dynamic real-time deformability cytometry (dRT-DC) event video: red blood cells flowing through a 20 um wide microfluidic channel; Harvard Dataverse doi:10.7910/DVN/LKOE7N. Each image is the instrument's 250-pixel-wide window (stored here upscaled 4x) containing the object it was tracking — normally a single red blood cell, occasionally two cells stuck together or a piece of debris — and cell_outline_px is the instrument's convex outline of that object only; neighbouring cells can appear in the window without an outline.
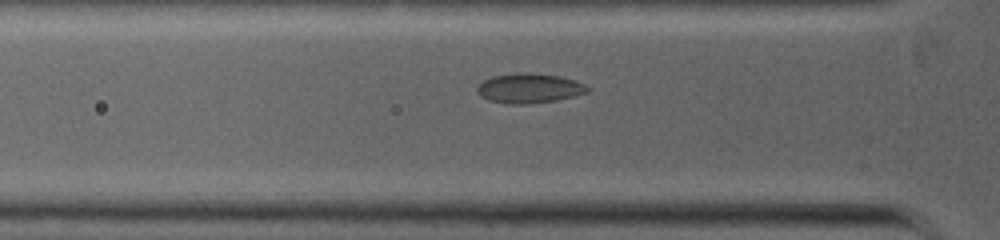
{"species": "common noctule bat (a hibernating species)", "species_latin": "Nyctalus noctula", "temperature_condition": "warm", "stored_images_in_passage": 35, "camera_frame_rate_fps": 5000, "um_per_image_px": 0.085, "animal": {"sex": "female", "body_mass_g": 19.0, "forearm_length_mm": 53.3}, "frame": {"image": 1, "passage_image": 4, "time_ms": 0.8, "image_size_px": [1000, 240], "cell_outline_px": [[588, 92], [556, 100], [528, 104], [508, 104], [488, 100], [480, 96], [476, 92], [476, 88], [484, 80], [492, 76], [524, 72], [560, 76], [584, 84], [588, 88]], "centroid_in_image_um": [44.93, 7.51], "position_along_channel_um": 80.9, "area_um2": 18.9}}
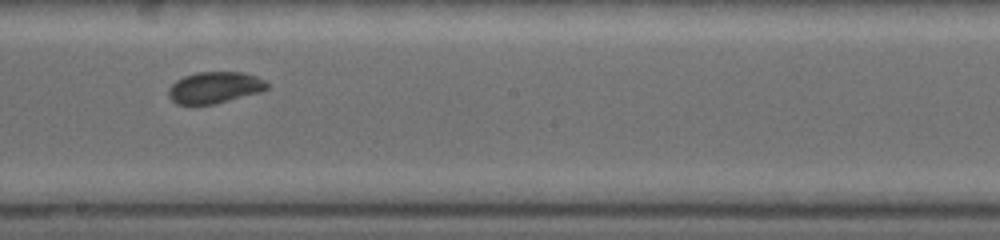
{"frame": {"image": 2, "passage_image": 17, "time_ms": 3.8, "image_size_px": [1000, 240], "cell_outline_px": [[268, 88], [260, 92], [212, 104], [176, 104], [168, 96], [168, 88], [176, 80], [184, 76], [196, 72], [244, 72], [256, 76], [264, 80], [268, 84]], "centroid_in_image_um": [18.23, 7.43], "position_along_channel_um": 230.0, "area_um2": 17.98}}
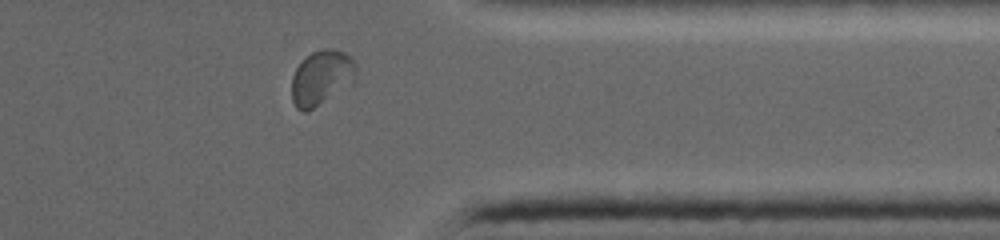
{"frame": {"image": 3, "passage_image": 31, "time_ms": 7.0, "image_size_px": [1000, 240], "cell_outline_px": [[356, 80], [308, 112], [304, 112], [296, 108], [292, 100], [292, 76], [296, 68], [312, 52], [320, 48], [332, 48], [344, 52], [352, 56], [356, 64]], "centroid_in_image_um": [27.34, 6.59], "position_along_channel_um": 384.1, "area_um2": 20.63}}